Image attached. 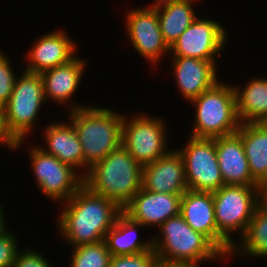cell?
<instances>
[{"instance_id":"obj_4","label":"cell","mask_w":267,"mask_h":267,"mask_svg":"<svg viewBox=\"0 0 267 267\" xmlns=\"http://www.w3.org/2000/svg\"><path fill=\"white\" fill-rule=\"evenodd\" d=\"M195 108L189 136L216 138L235 134L240 126L233 85L218 81L199 97L190 101Z\"/></svg>"},{"instance_id":"obj_36","label":"cell","mask_w":267,"mask_h":267,"mask_svg":"<svg viewBox=\"0 0 267 267\" xmlns=\"http://www.w3.org/2000/svg\"><path fill=\"white\" fill-rule=\"evenodd\" d=\"M160 1H163V0H154L153 3H157V2H160Z\"/></svg>"},{"instance_id":"obj_1","label":"cell","mask_w":267,"mask_h":267,"mask_svg":"<svg viewBox=\"0 0 267 267\" xmlns=\"http://www.w3.org/2000/svg\"><path fill=\"white\" fill-rule=\"evenodd\" d=\"M63 205L57 217V231L70 247L97 243L105 239L123 212L113 200L92 192L84 184Z\"/></svg>"},{"instance_id":"obj_25","label":"cell","mask_w":267,"mask_h":267,"mask_svg":"<svg viewBox=\"0 0 267 267\" xmlns=\"http://www.w3.org/2000/svg\"><path fill=\"white\" fill-rule=\"evenodd\" d=\"M239 243L232 245L228 258L244 256L267 257V208L258 205L244 234L238 238Z\"/></svg>"},{"instance_id":"obj_32","label":"cell","mask_w":267,"mask_h":267,"mask_svg":"<svg viewBox=\"0 0 267 267\" xmlns=\"http://www.w3.org/2000/svg\"><path fill=\"white\" fill-rule=\"evenodd\" d=\"M215 260L221 261L223 259H200V260H196V261H173V262L167 263L164 267H199L201 265V263L204 264V261L205 262L206 261L214 262Z\"/></svg>"},{"instance_id":"obj_31","label":"cell","mask_w":267,"mask_h":267,"mask_svg":"<svg viewBox=\"0 0 267 267\" xmlns=\"http://www.w3.org/2000/svg\"><path fill=\"white\" fill-rule=\"evenodd\" d=\"M0 144L7 147L8 150H17L18 141L7 128L5 112L0 111Z\"/></svg>"},{"instance_id":"obj_3","label":"cell","mask_w":267,"mask_h":267,"mask_svg":"<svg viewBox=\"0 0 267 267\" xmlns=\"http://www.w3.org/2000/svg\"><path fill=\"white\" fill-rule=\"evenodd\" d=\"M142 169L121 145L89 169L83 184L123 208L142 188Z\"/></svg>"},{"instance_id":"obj_20","label":"cell","mask_w":267,"mask_h":267,"mask_svg":"<svg viewBox=\"0 0 267 267\" xmlns=\"http://www.w3.org/2000/svg\"><path fill=\"white\" fill-rule=\"evenodd\" d=\"M68 123V124H67ZM64 121H52L42 129L45 146H39L47 154L55 156L61 162L71 165L78 172L84 170L82 145L73 125ZM79 169V170H78Z\"/></svg>"},{"instance_id":"obj_2","label":"cell","mask_w":267,"mask_h":267,"mask_svg":"<svg viewBox=\"0 0 267 267\" xmlns=\"http://www.w3.org/2000/svg\"><path fill=\"white\" fill-rule=\"evenodd\" d=\"M68 113L66 120L73 125L82 145L84 177L92 166L122 145L123 113L95 105Z\"/></svg>"},{"instance_id":"obj_29","label":"cell","mask_w":267,"mask_h":267,"mask_svg":"<svg viewBox=\"0 0 267 267\" xmlns=\"http://www.w3.org/2000/svg\"><path fill=\"white\" fill-rule=\"evenodd\" d=\"M16 234L8 228L0 233V267H12L19 252Z\"/></svg>"},{"instance_id":"obj_23","label":"cell","mask_w":267,"mask_h":267,"mask_svg":"<svg viewBox=\"0 0 267 267\" xmlns=\"http://www.w3.org/2000/svg\"><path fill=\"white\" fill-rule=\"evenodd\" d=\"M144 226L130 219L123 212L118 216L114 226L106 233L105 242L111 256H122L153 250L152 237L141 240L138 238L139 228Z\"/></svg>"},{"instance_id":"obj_15","label":"cell","mask_w":267,"mask_h":267,"mask_svg":"<svg viewBox=\"0 0 267 267\" xmlns=\"http://www.w3.org/2000/svg\"><path fill=\"white\" fill-rule=\"evenodd\" d=\"M78 46L62 28L38 37L29 49L24 70L31 73L42 72L65 64L76 56Z\"/></svg>"},{"instance_id":"obj_35","label":"cell","mask_w":267,"mask_h":267,"mask_svg":"<svg viewBox=\"0 0 267 267\" xmlns=\"http://www.w3.org/2000/svg\"><path fill=\"white\" fill-rule=\"evenodd\" d=\"M0 111H4V106L0 103Z\"/></svg>"},{"instance_id":"obj_9","label":"cell","mask_w":267,"mask_h":267,"mask_svg":"<svg viewBox=\"0 0 267 267\" xmlns=\"http://www.w3.org/2000/svg\"><path fill=\"white\" fill-rule=\"evenodd\" d=\"M35 183L45 197L63 203L83 185V176L71 165L44 152L39 145L28 151Z\"/></svg>"},{"instance_id":"obj_30","label":"cell","mask_w":267,"mask_h":267,"mask_svg":"<svg viewBox=\"0 0 267 267\" xmlns=\"http://www.w3.org/2000/svg\"><path fill=\"white\" fill-rule=\"evenodd\" d=\"M25 250V251H24ZM44 254L34 248L19 250L12 267H52Z\"/></svg>"},{"instance_id":"obj_34","label":"cell","mask_w":267,"mask_h":267,"mask_svg":"<svg viewBox=\"0 0 267 267\" xmlns=\"http://www.w3.org/2000/svg\"><path fill=\"white\" fill-rule=\"evenodd\" d=\"M2 202L0 203V233L4 232L7 229V222H6V216L4 215V208L1 205Z\"/></svg>"},{"instance_id":"obj_12","label":"cell","mask_w":267,"mask_h":267,"mask_svg":"<svg viewBox=\"0 0 267 267\" xmlns=\"http://www.w3.org/2000/svg\"><path fill=\"white\" fill-rule=\"evenodd\" d=\"M129 9L124 21L131 46L149 65H160L170 48L163 39L156 9L152 5Z\"/></svg>"},{"instance_id":"obj_10","label":"cell","mask_w":267,"mask_h":267,"mask_svg":"<svg viewBox=\"0 0 267 267\" xmlns=\"http://www.w3.org/2000/svg\"><path fill=\"white\" fill-rule=\"evenodd\" d=\"M176 150L182 156L188 190L215 192L224 185L216 155L215 138L190 136Z\"/></svg>"},{"instance_id":"obj_17","label":"cell","mask_w":267,"mask_h":267,"mask_svg":"<svg viewBox=\"0 0 267 267\" xmlns=\"http://www.w3.org/2000/svg\"><path fill=\"white\" fill-rule=\"evenodd\" d=\"M177 90L184 100L190 102L218 81L217 61H206L191 57H170Z\"/></svg>"},{"instance_id":"obj_11","label":"cell","mask_w":267,"mask_h":267,"mask_svg":"<svg viewBox=\"0 0 267 267\" xmlns=\"http://www.w3.org/2000/svg\"><path fill=\"white\" fill-rule=\"evenodd\" d=\"M228 31L223 23L197 17L170 47V57H191L216 61L227 47ZM226 45V46H225Z\"/></svg>"},{"instance_id":"obj_19","label":"cell","mask_w":267,"mask_h":267,"mask_svg":"<svg viewBox=\"0 0 267 267\" xmlns=\"http://www.w3.org/2000/svg\"><path fill=\"white\" fill-rule=\"evenodd\" d=\"M216 155L224 185L258 187L252 178L241 137L235 133L216 137Z\"/></svg>"},{"instance_id":"obj_16","label":"cell","mask_w":267,"mask_h":267,"mask_svg":"<svg viewBox=\"0 0 267 267\" xmlns=\"http://www.w3.org/2000/svg\"><path fill=\"white\" fill-rule=\"evenodd\" d=\"M86 66L87 63L83 57L75 56L65 64L42 72L40 75L43 79L45 100L49 99L62 106L68 105L67 112L85 107L79 103L76 104V100L72 103L71 97L78 91L83 81L82 76L85 74Z\"/></svg>"},{"instance_id":"obj_8","label":"cell","mask_w":267,"mask_h":267,"mask_svg":"<svg viewBox=\"0 0 267 267\" xmlns=\"http://www.w3.org/2000/svg\"><path fill=\"white\" fill-rule=\"evenodd\" d=\"M123 114L122 145L142 166L168 154L167 123L165 118L134 113Z\"/></svg>"},{"instance_id":"obj_33","label":"cell","mask_w":267,"mask_h":267,"mask_svg":"<svg viewBox=\"0 0 267 267\" xmlns=\"http://www.w3.org/2000/svg\"><path fill=\"white\" fill-rule=\"evenodd\" d=\"M259 204L267 208V176L258 184Z\"/></svg>"},{"instance_id":"obj_13","label":"cell","mask_w":267,"mask_h":267,"mask_svg":"<svg viewBox=\"0 0 267 267\" xmlns=\"http://www.w3.org/2000/svg\"><path fill=\"white\" fill-rule=\"evenodd\" d=\"M183 194L156 193L141 188L122 208L130 219L147 227L159 228L166 220L180 214Z\"/></svg>"},{"instance_id":"obj_21","label":"cell","mask_w":267,"mask_h":267,"mask_svg":"<svg viewBox=\"0 0 267 267\" xmlns=\"http://www.w3.org/2000/svg\"><path fill=\"white\" fill-rule=\"evenodd\" d=\"M198 1L200 0H163L151 4L157 11L162 36L169 48L198 17L192 7Z\"/></svg>"},{"instance_id":"obj_6","label":"cell","mask_w":267,"mask_h":267,"mask_svg":"<svg viewBox=\"0 0 267 267\" xmlns=\"http://www.w3.org/2000/svg\"><path fill=\"white\" fill-rule=\"evenodd\" d=\"M19 74L10 99L4 105L7 128L18 141V150L25 143L24 139L28 137L31 130L37 126L38 114L41 113L40 110L46 102L41 75L25 70Z\"/></svg>"},{"instance_id":"obj_24","label":"cell","mask_w":267,"mask_h":267,"mask_svg":"<svg viewBox=\"0 0 267 267\" xmlns=\"http://www.w3.org/2000/svg\"><path fill=\"white\" fill-rule=\"evenodd\" d=\"M242 139L252 178L259 184L267 176V122L241 123Z\"/></svg>"},{"instance_id":"obj_28","label":"cell","mask_w":267,"mask_h":267,"mask_svg":"<svg viewBox=\"0 0 267 267\" xmlns=\"http://www.w3.org/2000/svg\"><path fill=\"white\" fill-rule=\"evenodd\" d=\"M9 56L0 50V103L4 106L10 99L13 86L18 77Z\"/></svg>"},{"instance_id":"obj_14","label":"cell","mask_w":267,"mask_h":267,"mask_svg":"<svg viewBox=\"0 0 267 267\" xmlns=\"http://www.w3.org/2000/svg\"><path fill=\"white\" fill-rule=\"evenodd\" d=\"M180 215L196 232L205 235L227 256L232 245L217 231L212 192L186 190L181 197Z\"/></svg>"},{"instance_id":"obj_22","label":"cell","mask_w":267,"mask_h":267,"mask_svg":"<svg viewBox=\"0 0 267 267\" xmlns=\"http://www.w3.org/2000/svg\"><path fill=\"white\" fill-rule=\"evenodd\" d=\"M240 123L267 122V77L251 78L243 85L233 84Z\"/></svg>"},{"instance_id":"obj_27","label":"cell","mask_w":267,"mask_h":267,"mask_svg":"<svg viewBox=\"0 0 267 267\" xmlns=\"http://www.w3.org/2000/svg\"><path fill=\"white\" fill-rule=\"evenodd\" d=\"M154 251L122 256H111L108 267H159Z\"/></svg>"},{"instance_id":"obj_7","label":"cell","mask_w":267,"mask_h":267,"mask_svg":"<svg viewBox=\"0 0 267 267\" xmlns=\"http://www.w3.org/2000/svg\"><path fill=\"white\" fill-rule=\"evenodd\" d=\"M212 195L217 231L233 245L232 236L244 234L259 205L258 187L223 185Z\"/></svg>"},{"instance_id":"obj_5","label":"cell","mask_w":267,"mask_h":267,"mask_svg":"<svg viewBox=\"0 0 267 267\" xmlns=\"http://www.w3.org/2000/svg\"><path fill=\"white\" fill-rule=\"evenodd\" d=\"M158 232L152 241L161 266L173 261L228 258L205 235L193 230L180 214L166 220Z\"/></svg>"},{"instance_id":"obj_18","label":"cell","mask_w":267,"mask_h":267,"mask_svg":"<svg viewBox=\"0 0 267 267\" xmlns=\"http://www.w3.org/2000/svg\"><path fill=\"white\" fill-rule=\"evenodd\" d=\"M142 188L167 194H184L188 190L184 162L176 149L143 166Z\"/></svg>"},{"instance_id":"obj_26","label":"cell","mask_w":267,"mask_h":267,"mask_svg":"<svg viewBox=\"0 0 267 267\" xmlns=\"http://www.w3.org/2000/svg\"><path fill=\"white\" fill-rule=\"evenodd\" d=\"M69 267H108L111 254L105 240L72 247Z\"/></svg>"}]
</instances>
